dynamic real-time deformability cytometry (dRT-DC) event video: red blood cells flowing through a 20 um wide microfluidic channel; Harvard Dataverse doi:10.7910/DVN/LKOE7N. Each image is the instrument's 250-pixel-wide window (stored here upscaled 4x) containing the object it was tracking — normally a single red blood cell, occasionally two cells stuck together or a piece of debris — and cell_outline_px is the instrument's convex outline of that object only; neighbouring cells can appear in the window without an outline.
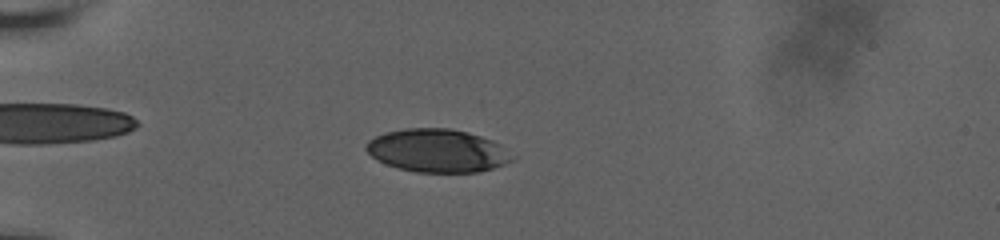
{"species": "human", "species_latin": "Homo sapiens", "temperature_condition": "room temperature", "stored_images_in_passage": 15, "camera_frame_rate_fps": 3000, "um_per_image_px": 0.085, "donor": {"sex": "male"}, "frame": {"image": 1, "passage_image": 9, "time_ms": 2.667, "image_size_px": [1000, 240], "cell_outline_px": [[516, 160], [480, 172], [416, 172], [400, 168], [376, 160], [364, 148], [368, 140], [376, 136], [388, 132], [404, 128], [448, 128], [468, 132], [492, 140], [516, 156]], "centroid_in_image_um": [37.21, 12.81], "position_along_channel_um": 47.8, "area_um2": 36.65}}
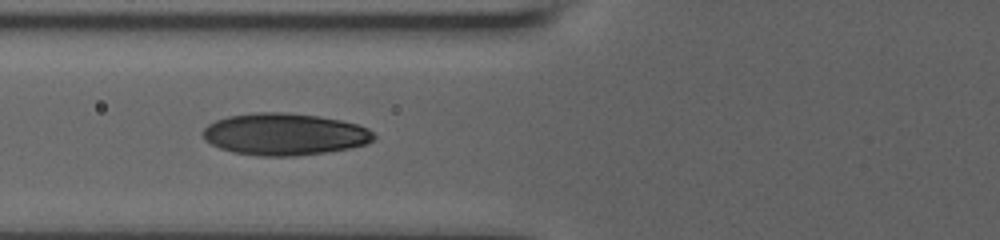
{"frame": {"image": 2, "passage_image": 13, "time_ms": 4.0, "image_size_px": [1000, 240], "cell_outline_px": [[376, 136], [372, 140], [364, 144], [352, 148], [328, 152], [296, 156], [260, 156], [232, 152], [220, 148], [204, 140], [204, 128], [208, 124], [216, 120], [228, 116], [256, 112], [284, 112], [320, 116], [340, 120], [356, 124], [368, 128]], "centroid_in_image_um": [24.19, 11.41], "position_along_channel_um": 101.6, "area_um2": 41.85}}
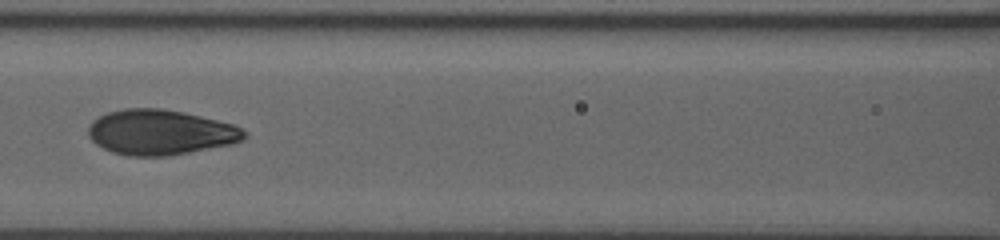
{"frame": {"image": 3, "passage_image": 15, "time_ms": 4.667, "image_size_px": [1000, 240], "cell_outline_px": [[248, 136], [232, 144], [168, 156], [128, 156], [112, 152], [96, 144], [88, 136], [88, 128], [92, 120], [108, 112], [124, 108], [160, 108], [184, 112], [232, 124], [248, 132]], "centroid_in_image_um": [13.61, 11.24], "position_along_channel_um": 153.0, "area_um2": 41.04}}